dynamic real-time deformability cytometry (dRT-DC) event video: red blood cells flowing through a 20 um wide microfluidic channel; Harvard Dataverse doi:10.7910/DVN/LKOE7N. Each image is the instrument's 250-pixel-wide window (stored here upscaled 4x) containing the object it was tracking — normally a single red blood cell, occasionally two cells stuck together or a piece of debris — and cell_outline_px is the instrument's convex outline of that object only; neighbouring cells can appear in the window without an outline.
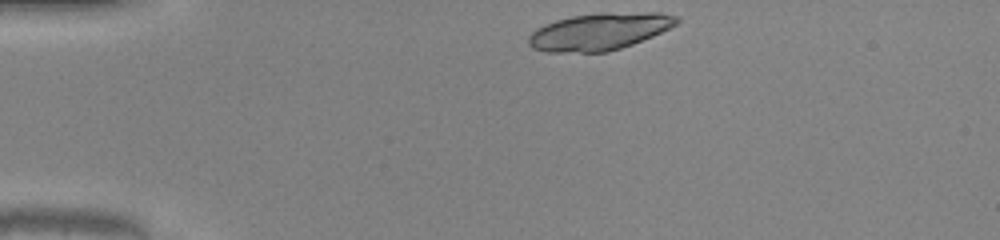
{"species": "common noctule bat (a hibernating species)", "species_latin": "Nyctalus noctula", "temperature_condition": "warm", "stored_images_in_passage": 35, "camera_frame_rate_fps": 3000, "um_per_image_px": 0.085, "animal": {"sex": "male", "body_mass_g": 20.0, "forearm_length_mm": 53.3}, "frame": {"image": 1, "passage_image": 1, "time_ms": 0.0, "image_size_px": [1000, 240], "cell_outline_px": [[680, 20], [676, 24], [652, 36], [632, 44], [608, 52], [544, 52], [532, 48], [528, 44], [528, 36], [536, 28], [556, 20], [572, 16], [600, 12], [660, 12], [676, 16]], "centroid_in_image_um": [50.92, 2.67], "position_along_channel_um": 34.1, "area_um2": 32.08}}